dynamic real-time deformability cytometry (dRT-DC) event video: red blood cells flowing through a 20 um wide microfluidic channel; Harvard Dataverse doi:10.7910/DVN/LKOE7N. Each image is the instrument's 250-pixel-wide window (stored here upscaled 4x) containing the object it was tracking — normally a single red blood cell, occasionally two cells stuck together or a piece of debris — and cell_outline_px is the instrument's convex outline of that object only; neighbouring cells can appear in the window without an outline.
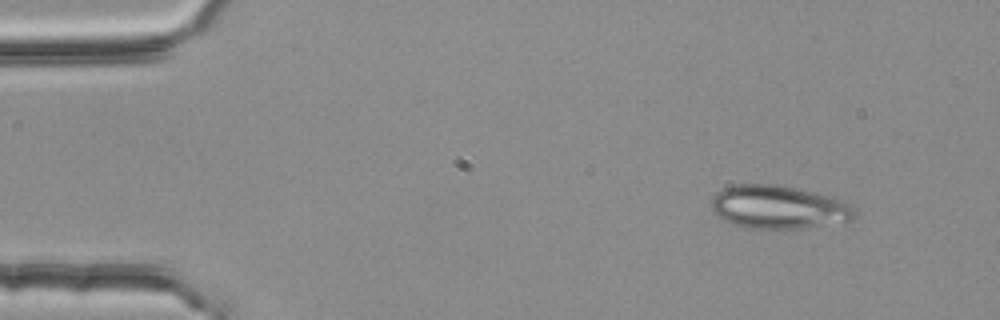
{"species": "common noctule bat (a hibernating species)", "species_latin": "Nyctalus noctula", "temperature_condition": "room temperature", "stored_images_in_passage": 54, "camera_frame_rate_fps": 3000, "um_per_image_px": 0.085, "animal": {"sex": "female", "body_mass_g": 25.1}, "frame": {"image": 1, "passage_image": 6, "time_ms": 1.667, "image_size_px": [1000, 320], "cell_outline_px": [[856, 216], [848, 220], [800, 228], [744, 228], [732, 224], [724, 220], [712, 212], [712, 196], [716, 192], [724, 188], [736, 184], [776, 184], [844, 200], [856, 212]], "centroid_in_image_um": [66.09, 17.6], "position_along_channel_um": 18.9, "area_um2": 35.6}}
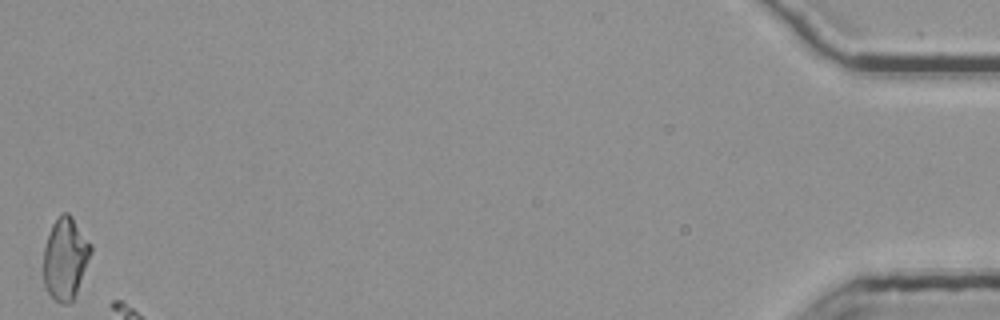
{"frame": {"image": 2, "passage_image": 54, "time_ms": 17.667, "image_size_px": [1000, 320], "cell_outline_px": [[92, 252], [76, 292], [72, 300], [68, 304], [60, 304], [44, 288], [44, 248], [52, 224], [64, 212], [68, 212], [72, 216], [92, 244]], "centroid_in_image_um": [5.56, 21.96], "position_along_channel_um": 429.6, "area_um2": 22.43}}